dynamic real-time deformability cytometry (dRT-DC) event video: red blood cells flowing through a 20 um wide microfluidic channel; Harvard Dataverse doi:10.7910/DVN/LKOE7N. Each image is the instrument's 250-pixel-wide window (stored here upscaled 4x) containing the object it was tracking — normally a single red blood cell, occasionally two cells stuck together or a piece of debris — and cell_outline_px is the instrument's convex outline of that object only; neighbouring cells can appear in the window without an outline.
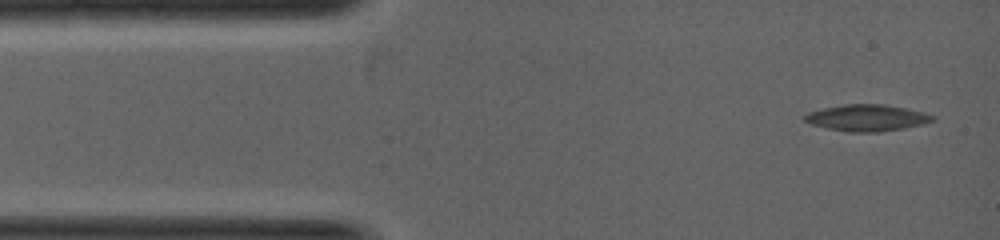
{"species": "common noctule bat (a hibernating species)", "species_latin": "Nyctalus noctula", "temperature_condition": "warm", "stored_images_in_passage": 4, "camera_frame_rate_fps": 5000, "um_per_image_px": 0.085, "animal": {"sex": "female", "body_mass_g": 19.0, "forearm_length_mm": 53.3}, "frame": {"image": 1, "passage_image": 1, "time_ms": 0.0, "image_size_px": [1000, 240], "cell_outline_px": [[936, 120], [924, 124], [904, 128], [880, 132], [848, 132], [828, 128], [812, 124], [804, 120], [800, 116], [808, 112], [824, 108], [844, 104], [884, 104], [924, 112], [936, 116]], "centroid_in_image_um": [73.7, 10.01], "position_along_channel_um": 11.3, "area_um2": 19.88}}
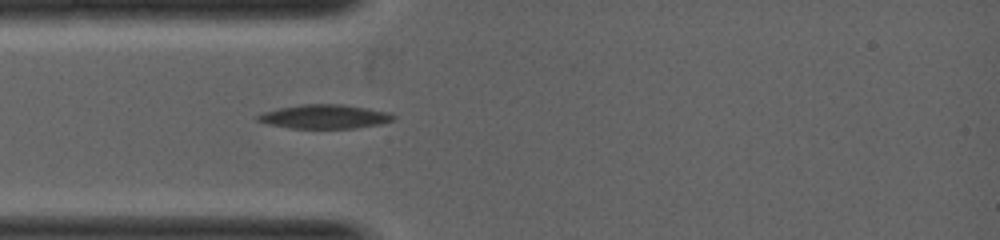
{"frame": {"image": 2, "passage_image": 4, "time_ms": 1.4, "image_size_px": [1000, 240], "cell_outline_px": [[396, 116], [392, 120], [380, 124], [352, 128], [288, 128], [268, 124], [256, 120], [256, 116], [260, 112], [276, 108], [300, 104], [340, 104], [368, 108], [392, 112]], "centroid_in_image_um": [27.55, 9.9], "position_along_channel_um": 57.5, "area_um2": 19.19}}